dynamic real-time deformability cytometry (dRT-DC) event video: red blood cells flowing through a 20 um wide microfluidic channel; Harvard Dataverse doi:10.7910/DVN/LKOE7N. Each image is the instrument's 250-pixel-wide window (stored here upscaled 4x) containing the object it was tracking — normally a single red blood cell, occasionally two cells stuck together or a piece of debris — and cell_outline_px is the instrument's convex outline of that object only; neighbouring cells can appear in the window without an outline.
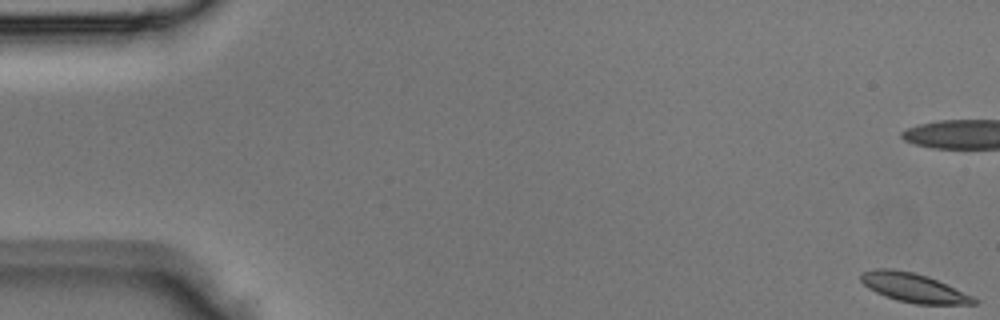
{"species": "Egyptian fruit bat (a non-hibernating species)", "species_latin": "Rousettus aegyptiacus", "temperature_condition": "room temperature", "stored_images_in_passage": 4, "camera_frame_rate_fps": 3000, "um_per_image_px": 0.085, "animal": {"sex": "male"}, "frame": {"image": 1, "passage_image": 1, "time_ms": 0.0, "image_size_px": [1000, 320], "cell_outline_px": [[976, 304], [916, 304], [896, 300], [884, 296], [868, 288], [860, 280], [860, 272], [876, 268], [892, 268], [912, 272], [928, 276], [972, 296], [976, 300]], "centroid_in_image_um": [77.58, 24.44], "position_along_channel_um": 7.4, "area_um2": 19.02}}